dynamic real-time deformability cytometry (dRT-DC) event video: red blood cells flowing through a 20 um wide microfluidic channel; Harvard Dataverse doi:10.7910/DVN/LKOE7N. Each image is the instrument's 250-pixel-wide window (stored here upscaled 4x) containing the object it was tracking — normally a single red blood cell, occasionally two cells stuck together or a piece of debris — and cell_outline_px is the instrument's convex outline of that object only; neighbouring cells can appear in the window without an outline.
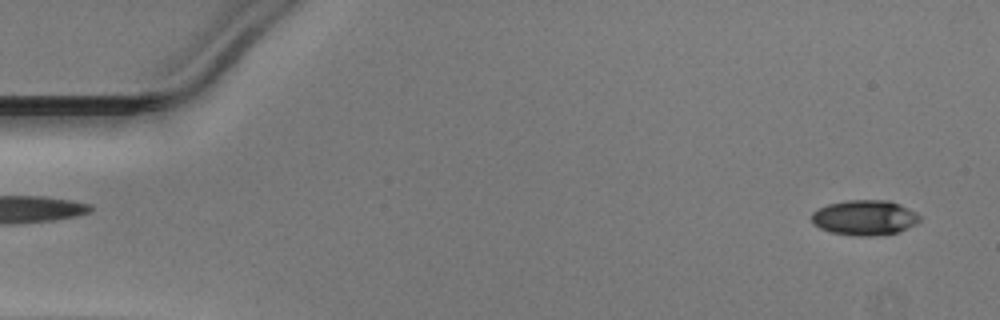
{"species": "Egyptian fruit bat (a non-hibernating species)", "species_latin": "Rousettus aegyptiacus", "temperature_condition": "warm", "stored_images_in_passage": 49, "camera_frame_rate_fps": 3000, "um_per_image_px": 0.085, "animal": {"sex": "male"}, "frame": {"image": 1, "passage_image": 2, "time_ms": 0.333, "image_size_px": [1000, 320], "cell_outline_px": [[920, 220], [916, 224], [900, 232], [876, 236], [852, 236], [832, 232], [820, 228], [812, 224], [812, 212], [828, 204], [848, 200], [888, 200], [900, 204], [916, 212], [920, 216]], "centroid_in_image_um": [73.51, 18.51], "position_along_channel_um": 11.5, "area_um2": 22.31}}
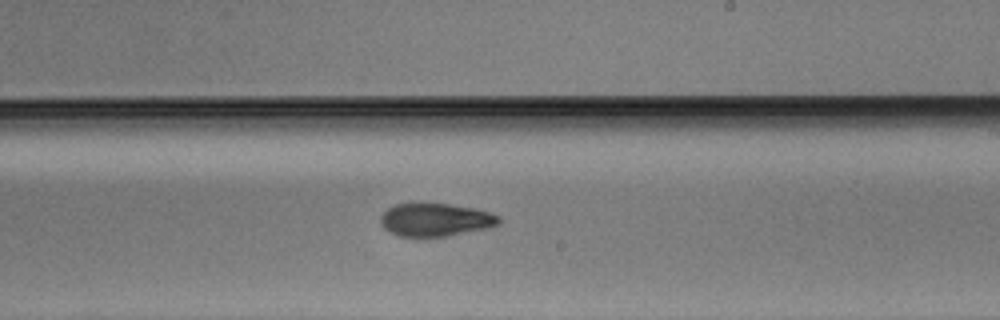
{"frame": {"image": 2, "passage_image": 29, "time_ms": 9.333, "image_size_px": [1000, 320], "cell_outline_px": [[500, 224], [492, 228], [444, 236], [396, 236], [388, 232], [380, 224], [380, 216], [388, 208], [396, 204], [448, 204], [476, 208], [500, 216]], "centroid_in_image_um": [37.03, 18.69], "position_along_channel_um": 252.0, "area_um2": 22.83}}
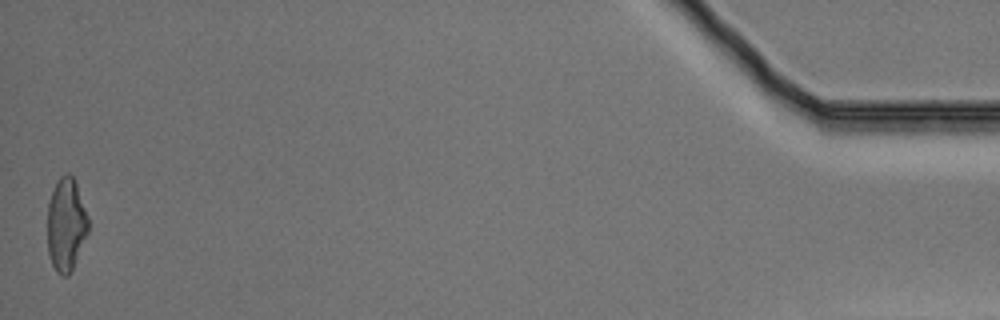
{"frame": {"image": 3, "passage_image": 49, "time_ms": 16.0, "image_size_px": [1000, 320], "cell_outline_px": [[88, 232], [72, 268], [68, 276], [60, 276], [56, 272], [52, 264], [48, 252], [48, 200], [60, 176], [64, 172], [68, 172], [72, 176], [76, 184], [88, 216]], "centroid_in_image_um": [5.61, 19.08], "position_along_channel_um": 429.6, "area_um2": 21.96}}